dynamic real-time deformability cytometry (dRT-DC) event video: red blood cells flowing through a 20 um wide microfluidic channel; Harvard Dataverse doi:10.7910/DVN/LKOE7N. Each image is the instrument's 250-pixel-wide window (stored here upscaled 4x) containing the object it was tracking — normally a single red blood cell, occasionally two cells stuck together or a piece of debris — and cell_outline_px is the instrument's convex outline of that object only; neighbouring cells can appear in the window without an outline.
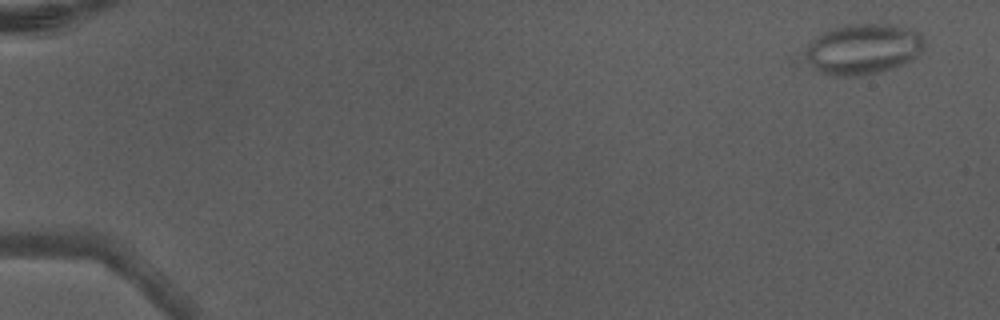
{"species": "Egyptian fruit bat (a non-hibernating species)", "species_latin": "Rousettus aegyptiacus", "temperature_condition": "warm", "stored_images_in_passage": 5, "camera_frame_rate_fps": 3000, "um_per_image_px": 0.085, "animal": {"sex": "male"}, "frame": {"image": 1, "passage_image": 1, "time_ms": 0.0, "image_size_px": [1000, 320], "cell_outline_px": [[924, 48], [912, 60], [904, 64], [880, 72], [860, 76], [832, 76], [816, 72], [808, 60], [808, 48], [816, 36], [832, 28], [844, 24], [888, 24], [920, 32], [924, 40]], "centroid_in_image_um": [73.39, 4.18], "position_along_channel_um": 11.6, "area_um2": 34.97}}
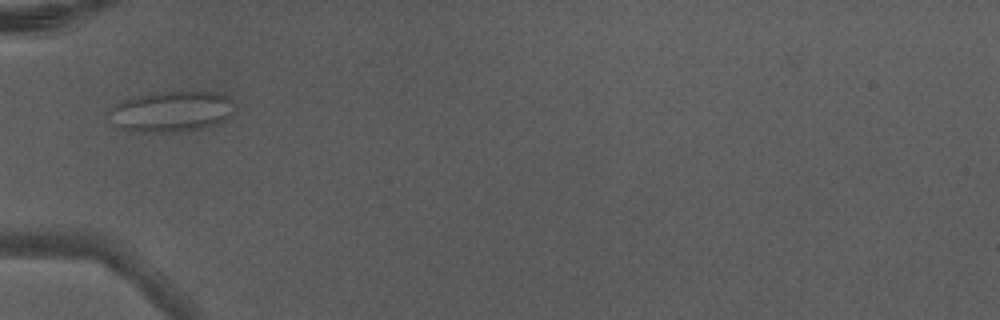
{"frame": {"image": 2, "passage_image": 4, "time_ms": 1.0, "image_size_px": [1000, 320], "cell_outline_px": [[232, 112], [224, 120], [216, 124], [204, 128], [172, 132], [144, 132], [120, 128], [108, 112], [116, 104], [124, 100], [140, 96], [164, 92], [216, 92], [228, 96], [232, 100]], "centroid_in_image_um": [14.62, 9.48], "position_along_channel_um": 70.4, "area_um2": 29.07}}
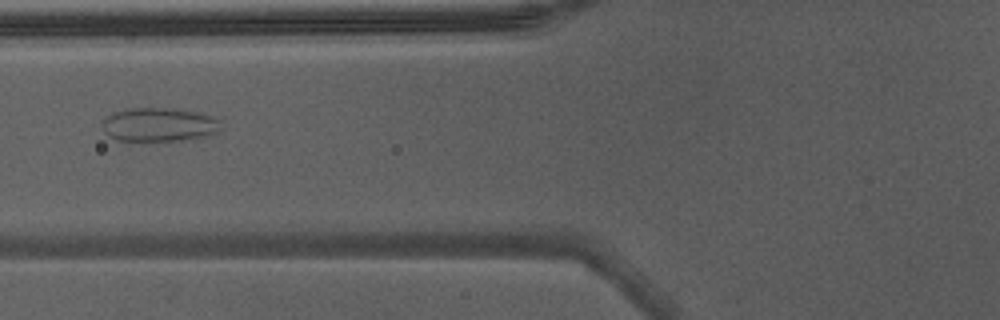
{"frame": {"image": 3, "passage_image": 5, "time_ms": 1.333, "image_size_px": [1000, 320], "cell_outline_px": [[224, 120], [220, 132], [212, 136], [184, 140], [144, 144], [116, 140], [104, 132], [104, 120], [108, 116], [116, 112], [128, 108], [176, 108], [196, 112], [212, 116]], "centroid_in_image_um": [13.61, 10.65], "position_along_channel_um": 112.2, "area_um2": 24.57}}